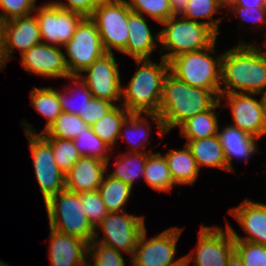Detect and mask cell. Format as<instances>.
Returning <instances> with one entry per match:
<instances>
[{
    "mask_svg": "<svg viewBox=\"0 0 266 266\" xmlns=\"http://www.w3.org/2000/svg\"><path fill=\"white\" fill-rule=\"evenodd\" d=\"M100 228L104 237L100 238ZM145 226L144 216H134L124 212H112L96 227L94 241L114 248L133 257L139 237Z\"/></svg>",
    "mask_w": 266,
    "mask_h": 266,
    "instance_id": "ba28073f",
    "label": "cell"
},
{
    "mask_svg": "<svg viewBox=\"0 0 266 266\" xmlns=\"http://www.w3.org/2000/svg\"><path fill=\"white\" fill-rule=\"evenodd\" d=\"M258 93H220L218 99H225L230 106L234 127L261 138L266 134L263 101L254 98Z\"/></svg>",
    "mask_w": 266,
    "mask_h": 266,
    "instance_id": "9a60e30c",
    "label": "cell"
},
{
    "mask_svg": "<svg viewBox=\"0 0 266 266\" xmlns=\"http://www.w3.org/2000/svg\"><path fill=\"white\" fill-rule=\"evenodd\" d=\"M223 104L219 99L206 111L188 118L180 126V136L186 140H198L217 135L219 122L215 109Z\"/></svg>",
    "mask_w": 266,
    "mask_h": 266,
    "instance_id": "d4e9b609",
    "label": "cell"
},
{
    "mask_svg": "<svg viewBox=\"0 0 266 266\" xmlns=\"http://www.w3.org/2000/svg\"><path fill=\"white\" fill-rule=\"evenodd\" d=\"M205 49L180 54L170 60L169 72L179 80L193 87L210 89L217 97L220 95L222 54L212 57L215 45Z\"/></svg>",
    "mask_w": 266,
    "mask_h": 266,
    "instance_id": "5b68a950",
    "label": "cell"
},
{
    "mask_svg": "<svg viewBox=\"0 0 266 266\" xmlns=\"http://www.w3.org/2000/svg\"><path fill=\"white\" fill-rule=\"evenodd\" d=\"M132 190L133 188L130 185L107 174L104 175L98 188L101 199L109 213L126 211L123 208L127 204Z\"/></svg>",
    "mask_w": 266,
    "mask_h": 266,
    "instance_id": "f1b7e54d",
    "label": "cell"
},
{
    "mask_svg": "<svg viewBox=\"0 0 266 266\" xmlns=\"http://www.w3.org/2000/svg\"><path fill=\"white\" fill-rule=\"evenodd\" d=\"M145 17L133 12L128 6L129 37L121 53L133 57L134 60L150 59L152 52L160 43V32L154 37Z\"/></svg>",
    "mask_w": 266,
    "mask_h": 266,
    "instance_id": "ffe728a7",
    "label": "cell"
},
{
    "mask_svg": "<svg viewBox=\"0 0 266 266\" xmlns=\"http://www.w3.org/2000/svg\"><path fill=\"white\" fill-rule=\"evenodd\" d=\"M115 103H112L105 99L92 98L86 103L82 110V113H78V116L88 125H94L103 116L109 113L114 107Z\"/></svg>",
    "mask_w": 266,
    "mask_h": 266,
    "instance_id": "b9f144b4",
    "label": "cell"
},
{
    "mask_svg": "<svg viewBox=\"0 0 266 266\" xmlns=\"http://www.w3.org/2000/svg\"><path fill=\"white\" fill-rule=\"evenodd\" d=\"M229 9V12L238 14L236 16L239 17L242 21H252V23L257 24H266V7H260V8H248V7H242V6H226Z\"/></svg>",
    "mask_w": 266,
    "mask_h": 266,
    "instance_id": "ee69618b",
    "label": "cell"
},
{
    "mask_svg": "<svg viewBox=\"0 0 266 266\" xmlns=\"http://www.w3.org/2000/svg\"><path fill=\"white\" fill-rule=\"evenodd\" d=\"M139 69L127 87L121 88L122 106L130 113L158 114L163 81L169 72V63L162 57L160 64L151 59H135Z\"/></svg>",
    "mask_w": 266,
    "mask_h": 266,
    "instance_id": "3957f363",
    "label": "cell"
},
{
    "mask_svg": "<svg viewBox=\"0 0 266 266\" xmlns=\"http://www.w3.org/2000/svg\"><path fill=\"white\" fill-rule=\"evenodd\" d=\"M88 259L94 266H126L122 252L94 240L88 244Z\"/></svg>",
    "mask_w": 266,
    "mask_h": 266,
    "instance_id": "74e56055",
    "label": "cell"
},
{
    "mask_svg": "<svg viewBox=\"0 0 266 266\" xmlns=\"http://www.w3.org/2000/svg\"><path fill=\"white\" fill-rule=\"evenodd\" d=\"M88 127L78 114L62 112L50 127L40 134L43 137L73 140Z\"/></svg>",
    "mask_w": 266,
    "mask_h": 266,
    "instance_id": "836d02e7",
    "label": "cell"
},
{
    "mask_svg": "<svg viewBox=\"0 0 266 266\" xmlns=\"http://www.w3.org/2000/svg\"><path fill=\"white\" fill-rule=\"evenodd\" d=\"M80 200L86 218L91 226L96 229L109 213L101 199L100 193L98 190L82 192L80 193Z\"/></svg>",
    "mask_w": 266,
    "mask_h": 266,
    "instance_id": "f35d334b",
    "label": "cell"
},
{
    "mask_svg": "<svg viewBox=\"0 0 266 266\" xmlns=\"http://www.w3.org/2000/svg\"><path fill=\"white\" fill-rule=\"evenodd\" d=\"M97 26L105 52H121L129 37L127 0H114L98 6L90 17Z\"/></svg>",
    "mask_w": 266,
    "mask_h": 266,
    "instance_id": "8fae6325",
    "label": "cell"
},
{
    "mask_svg": "<svg viewBox=\"0 0 266 266\" xmlns=\"http://www.w3.org/2000/svg\"><path fill=\"white\" fill-rule=\"evenodd\" d=\"M264 120L266 123V93L262 94Z\"/></svg>",
    "mask_w": 266,
    "mask_h": 266,
    "instance_id": "c3c4849f",
    "label": "cell"
},
{
    "mask_svg": "<svg viewBox=\"0 0 266 266\" xmlns=\"http://www.w3.org/2000/svg\"><path fill=\"white\" fill-rule=\"evenodd\" d=\"M144 180L156 191L170 192L175 186L165 156L150 152L145 162Z\"/></svg>",
    "mask_w": 266,
    "mask_h": 266,
    "instance_id": "83f0119b",
    "label": "cell"
},
{
    "mask_svg": "<svg viewBox=\"0 0 266 266\" xmlns=\"http://www.w3.org/2000/svg\"><path fill=\"white\" fill-rule=\"evenodd\" d=\"M22 125L29 142L36 180L45 203L65 188V174L55 162L51 144L25 119Z\"/></svg>",
    "mask_w": 266,
    "mask_h": 266,
    "instance_id": "52a82bcc",
    "label": "cell"
},
{
    "mask_svg": "<svg viewBox=\"0 0 266 266\" xmlns=\"http://www.w3.org/2000/svg\"><path fill=\"white\" fill-rule=\"evenodd\" d=\"M68 79L73 80L72 81L74 82L73 84H76L77 86H72L73 88L75 87V89H72V88L70 89V87L64 86V88L66 89L65 90L66 92L59 91V102H60L62 111L67 112V113H72V114L82 113V110L85 107L86 103L89 102L93 98V95L88 90L87 85L79 78V76H70ZM74 90H75V93H73ZM76 95L81 97L80 100H76L78 102L74 101L75 98L78 97Z\"/></svg>",
    "mask_w": 266,
    "mask_h": 266,
    "instance_id": "e575fe53",
    "label": "cell"
},
{
    "mask_svg": "<svg viewBox=\"0 0 266 266\" xmlns=\"http://www.w3.org/2000/svg\"><path fill=\"white\" fill-rule=\"evenodd\" d=\"M220 93H266V52L255 42L239 44L222 54ZM238 90V91H237Z\"/></svg>",
    "mask_w": 266,
    "mask_h": 266,
    "instance_id": "6da1fadb",
    "label": "cell"
},
{
    "mask_svg": "<svg viewBox=\"0 0 266 266\" xmlns=\"http://www.w3.org/2000/svg\"><path fill=\"white\" fill-rule=\"evenodd\" d=\"M226 6H242V7H266V0H227Z\"/></svg>",
    "mask_w": 266,
    "mask_h": 266,
    "instance_id": "f6af8a7d",
    "label": "cell"
},
{
    "mask_svg": "<svg viewBox=\"0 0 266 266\" xmlns=\"http://www.w3.org/2000/svg\"><path fill=\"white\" fill-rule=\"evenodd\" d=\"M226 8L225 0H189L184 12L180 15L181 17L198 21V19H206L203 21L206 25L211 27L217 34L219 25L222 18L214 19L216 13H220V10Z\"/></svg>",
    "mask_w": 266,
    "mask_h": 266,
    "instance_id": "1f68e13d",
    "label": "cell"
},
{
    "mask_svg": "<svg viewBox=\"0 0 266 266\" xmlns=\"http://www.w3.org/2000/svg\"><path fill=\"white\" fill-rule=\"evenodd\" d=\"M143 115L144 116H142V113H130V115L121 124L119 139L121 137L122 139H126V142H128L131 147V150L128 152H144L143 149L147 148V144H145V142L148 143L147 140L151 134V123L148 122L149 120H147V117L151 118L154 124H157V131L159 132L158 134L160 137H163L165 134H167L163 127L162 120L158 114ZM139 134L142 135L137 137L136 135Z\"/></svg>",
    "mask_w": 266,
    "mask_h": 266,
    "instance_id": "603a6c76",
    "label": "cell"
},
{
    "mask_svg": "<svg viewBox=\"0 0 266 266\" xmlns=\"http://www.w3.org/2000/svg\"><path fill=\"white\" fill-rule=\"evenodd\" d=\"M171 16L162 22L163 28L160 32V44L169 51L161 57L169 62L176 56L193 51H199L216 43L217 33L203 21L188 20L183 17Z\"/></svg>",
    "mask_w": 266,
    "mask_h": 266,
    "instance_id": "277c9868",
    "label": "cell"
},
{
    "mask_svg": "<svg viewBox=\"0 0 266 266\" xmlns=\"http://www.w3.org/2000/svg\"><path fill=\"white\" fill-rule=\"evenodd\" d=\"M263 43H264V47L266 48V40H264V42H263ZM265 52H266V51H265Z\"/></svg>",
    "mask_w": 266,
    "mask_h": 266,
    "instance_id": "816d5d0a",
    "label": "cell"
},
{
    "mask_svg": "<svg viewBox=\"0 0 266 266\" xmlns=\"http://www.w3.org/2000/svg\"><path fill=\"white\" fill-rule=\"evenodd\" d=\"M181 233L182 228L175 226L147 239L145 228L139 237L130 266H186L184 256L174 260Z\"/></svg>",
    "mask_w": 266,
    "mask_h": 266,
    "instance_id": "9c48e42d",
    "label": "cell"
},
{
    "mask_svg": "<svg viewBox=\"0 0 266 266\" xmlns=\"http://www.w3.org/2000/svg\"><path fill=\"white\" fill-rule=\"evenodd\" d=\"M218 128L217 135L223 147L226 160L227 171L234 172L232 160L235 158L243 159L248 163L255 152L258 151L257 141L259 138L230 125L222 127V131Z\"/></svg>",
    "mask_w": 266,
    "mask_h": 266,
    "instance_id": "7402d4cb",
    "label": "cell"
},
{
    "mask_svg": "<svg viewBox=\"0 0 266 266\" xmlns=\"http://www.w3.org/2000/svg\"><path fill=\"white\" fill-rule=\"evenodd\" d=\"M164 156L174 184L194 186L200 169L189 147L185 144L183 149H170Z\"/></svg>",
    "mask_w": 266,
    "mask_h": 266,
    "instance_id": "cb8c5ba5",
    "label": "cell"
},
{
    "mask_svg": "<svg viewBox=\"0 0 266 266\" xmlns=\"http://www.w3.org/2000/svg\"><path fill=\"white\" fill-rule=\"evenodd\" d=\"M64 55L60 46L40 43L21 55V63L28 74L33 72L44 77L69 78Z\"/></svg>",
    "mask_w": 266,
    "mask_h": 266,
    "instance_id": "e0dca14e",
    "label": "cell"
},
{
    "mask_svg": "<svg viewBox=\"0 0 266 266\" xmlns=\"http://www.w3.org/2000/svg\"><path fill=\"white\" fill-rule=\"evenodd\" d=\"M65 64L70 76H79L95 60L105 54L96 23L85 17L77 26L72 38L63 46Z\"/></svg>",
    "mask_w": 266,
    "mask_h": 266,
    "instance_id": "30bf717a",
    "label": "cell"
},
{
    "mask_svg": "<svg viewBox=\"0 0 266 266\" xmlns=\"http://www.w3.org/2000/svg\"><path fill=\"white\" fill-rule=\"evenodd\" d=\"M45 206L51 229L79 237L88 244L94 239L95 229L83 211L80 193L64 188L51 196Z\"/></svg>",
    "mask_w": 266,
    "mask_h": 266,
    "instance_id": "8992f818",
    "label": "cell"
},
{
    "mask_svg": "<svg viewBox=\"0 0 266 266\" xmlns=\"http://www.w3.org/2000/svg\"><path fill=\"white\" fill-rule=\"evenodd\" d=\"M79 266H92L91 262L89 261V259L87 258L81 265ZM94 266V265H93Z\"/></svg>",
    "mask_w": 266,
    "mask_h": 266,
    "instance_id": "f907efd6",
    "label": "cell"
},
{
    "mask_svg": "<svg viewBox=\"0 0 266 266\" xmlns=\"http://www.w3.org/2000/svg\"><path fill=\"white\" fill-rule=\"evenodd\" d=\"M37 0H0V22L32 15Z\"/></svg>",
    "mask_w": 266,
    "mask_h": 266,
    "instance_id": "60d3db41",
    "label": "cell"
},
{
    "mask_svg": "<svg viewBox=\"0 0 266 266\" xmlns=\"http://www.w3.org/2000/svg\"><path fill=\"white\" fill-rule=\"evenodd\" d=\"M149 152H126L117 157L115 170L107 175L123 181L133 188L134 182L144 175L145 162Z\"/></svg>",
    "mask_w": 266,
    "mask_h": 266,
    "instance_id": "4316f807",
    "label": "cell"
},
{
    "mask_svg": "<svg viewBox=\"0 0 266 266\" xmlns=\"http://www.w3.org/2000/svg\"><path fill=\"white\" fill-rule=\"evenodd\" d=\"M49 259L52 266H79L88 258V243L50 228Z\"/></svg>",
    "mask_w": 266,
    "mask_h": 266,
    "instance_id": "d6986e66",
    "label": "cell"
},
{
    "mask_svg": "<svg viewBox=\"0 0 266 266\" xmlns=\"http://www.w3.org/2000/svg\"><path fill=\"white\" fill-rule=\"evenodd\" d=\"M73 142L81 156L100 159L106 162V170L109 169L110 155L108 154L113 149L94 133L91 126L83 130V132H80V134L73 139Z\"/></svg>",
    "mask_w": 266,
    "mask_h": 266,
    "instance_id": "d6a6232c",
    "label": "cell"
},
{
    "mask_svg": "<svg viewBox=\"0 0 266 266\" xmlns=\"http://www.w3.org/2000/svg\"><path fill=\"white\" fill-rule=\"evenodd\" d=\"M226 266H245L241 257L234 251L228 258Z\"/></svg>",
    "mask_w": 266,
    "mask_h": 266,
    "instance_id": "7dc6e473",
    "label": "cell"
},
{
    "mask_svg": "<svg viewBox=\"0 0 266 266\" xmlns=\"http://www.w3.org/2000/svg\"><path fill=\"white\" fill-rule=\"evenodd\" d=\"M127 3L133 12L148 15L159 24L174 16L170 0H128Z\"/></svg>",
    "mask_w": 266,
    "mask_h": 266,
    "instance_id": "8d00e7d4",
    "label": "cell"
},
{
    "mask_svg": "<svg viewBox=\"0 0 266 266\" xmlns=\"http://www.w3.org/2000/svg\"><path fill=\"white\" fill-rule=\"evenodd\" d=\"M106 172V162L81 156L65 174V188L76 193L98 190Z\"/></svg>",
    "mask_w": 266,
    "mask_h": 266,
    "instance_id": "44dd1931",
    "label": "cell"
},
{
    "mask_svg": "<svg viewBox=\"0 0 266 266\" xmlns=\"http://www.w3.org/2000/svg\"><path fill=\"white\" fill-rule=\"evenodd\" d=\"M44 138L51 144L53 156L58 168L66 174L81 157L73 140L59 139L56 137Z\"/></svg>",
    "mask_w": 266,
    "mask_h": 266,
    "instance_id": "d590c367",
    "label": "cell"
},
{
    "mask_svg": "<svg viewBox=\"0 0 266 266\" xmlns=\"http://www.w3.org/2000/svg\"><path fill=\"white\" fill-rule=\"evenodd\" d=\"M5 69L3 66V61H2V55H1V22H0V70Z\"/></svg>",
    "mask_w": 266,
    "mask_h": 266,
    "instance_id": "681fc988",
    "label": "cell"
},
{
    "mask_svg": "<svg viewBox=\"0 0 266 266\" xmlns=\"http://www.w3.org/2000/svg\"><path fill=\"white\" fill-rule=\"evenodd\" d=\"M217 100L210 89L190 86L168 72L163 81L158 115L168 133L188 118L208 110Z\"/></svg>",
    "mask_w": 266,
    "mask_h": 266,
    "instance_id": "7a4b0ae2",
    "label": "cell"
},
{
    "mask_svg": "<svg viewBox=\"0 0 266 266\" xmlns=\"http://www.w3.org/2000/svg\"><path fill=\"white\" fill-rule=\"evenodd\" d=\"M40 43L42 40L35 16L28 15L1 22V55L4 67L13 59V49H19L22 55Z\"/></svg>",
    "mask_w": 266,
    "mask_h": 266,
    "instance_id": "2e32d148",
    "label": "cell"
},
{
    "mask_svg": "<svg viewBox=\"0 0 266 266\" xmlns=\"http://www.w3.org/2000/svg\"><path fill=\"white\" fill-rule=\"evenodd\" d=\"M114 0H67L66 3L62 1H54L61 9L69 10L81 14L83 17H91L94 10L103 3Z\"/></svg>",
    "mask_w": 266,
    "mask_h": 266,
    "instance_id": "7bdbcfd3",
    "label": "cell"
},
{
    "mask_svg": "<svg viewBox=\"0 0 266 266\" xmlns=\"http://www.w3.org/2000/svg\"><path fill=\"white\" fill-rule=\"evenodd\" d=\"M31 104L47 119V123L40 133H43L63 112L59 102V90L53 87H41L31 90Z\"/></svg>",
    "mask_w": 266,
    "mask_h": 266,
    "instance_id": "f546056e",
    "label": "cell"
},
{
    "mask_svg": "<svg viewBox=\"0 0 266 266\" xmlns=\"http://www.w3.org/2000/svg\"><path fill=\"white\" fill-rule=\"evenodd\" d=\"M79 78L87 85L93 98L105 99L116 105L121 101V76L114 53L106 52L95 60Z\"/></svg>",
    "mask_w": 266,
    "mask_h": 266,
    "instance_id": "5bb4252c",
    "label": "cell"
},
{
    "mask_svg": "<svg viewBox=\"0 0 266 266\" xmlns=\"http://www.w3.org/2000/svg\"><path fill=\"white\" fill-rule=\"evenodd\" d=\"M129 115L130 112L119 104L91 127L94 133L113 149L119 139L121 124Z\"/></svg>",
    "mask_w": 266,
    "mask_h": 266,
    "instance_id": "4dcf8cb0",
    "label": "cell"
},
{
    "mask_svg": "<svg viewBox=\"0 0 266 266\" xmlns=\"http://www.w3.org/2000/svg\"><path fill=\"white\" fill-rule=\"evenodd\" d=\"M196 246L193 252L184 256L186 266L193 258L192 266H226L234 252V238L227 224L225 230L218 226L201 225Z\"/></svg>",
    "mask_w": 266,
    "mask_h": 266,
    "instance_id": "7c38bea8",
    "label": "cell"
},
{
    "mask_svg": "<svg viewBox=\"0 0 266 266\" xmlns=\"http://www.w3.org/2000/svg\"><path fill=\"white\" fill-rule=\"evenodd\" d=\"M230 214L248 233L247 236L242 238L230 223L226 222L232 232L234 241H248L266 245V204L245 199L235 208H231Z\"/></svg>",
    "mask_w": 266,
    "mask_h": 266,
    "instance_id": "ac0fdd59",
    "label": "cell"
},
{
    "mask_svg": "<svg viewBox=\"0 0 266 266\" xmlns=\"http://www.w3.org/2000/svg\"><path fill=\"white\" fill-rule=\"evenodd\" d=\"M186 145L189 147L199 169L205 166L227 171L223 147L218 135L198 140H187Z\"/></svg>",
    "mask_w": 266,
    "mask_h": 266,
    "instance_id": "484cf974",
    "label": "cell"
},
{
    "mask_svg": "<svg viewBox=\"0 0 266 266\" xmlns=\"http://www.w3.org/2000/svg\"><path fill=\"white\" fill-rule=\"evenodd\" d=\"M234 251L245 266H266V245L248 241H234Z\"/></svg>",
    "mask_w": 266,
    "mask_h": 266,
    "instance_id": "ab89813d",
    "label": "cell"
},
{
    "mask_svg": "<svg viewBox=\"0 0 266 266\" xmlns=\"http://www.w3.org/2000/svg\"><path fill=\"white\" fill-rule=\"evenodd\" d=\"M189 0H170L171 11L174 16H180L186 9Z\"/></svg>",
    "mask_w": 266,
    "mask_h": 266,
    "instance_id": "bcb514c9",
    "label": "cell"
},
{
    "mask_svg": "<svg viewBox=\"0 0 266 266\" xmlns=\"http://www.w3.org/2000/svg\"><path fill=\"white\" fill-rule=\"evenodd\" d=\"M42 43L63 47L73 36L78 24L85 18L81 14L61 9L55 2L36 6Z\"/></svg>",
    "mask_w": 266,
    "mask_h": 266,
    "instance_id": "4fadbf2b",
    "label": "cell"
}]
</instances>
